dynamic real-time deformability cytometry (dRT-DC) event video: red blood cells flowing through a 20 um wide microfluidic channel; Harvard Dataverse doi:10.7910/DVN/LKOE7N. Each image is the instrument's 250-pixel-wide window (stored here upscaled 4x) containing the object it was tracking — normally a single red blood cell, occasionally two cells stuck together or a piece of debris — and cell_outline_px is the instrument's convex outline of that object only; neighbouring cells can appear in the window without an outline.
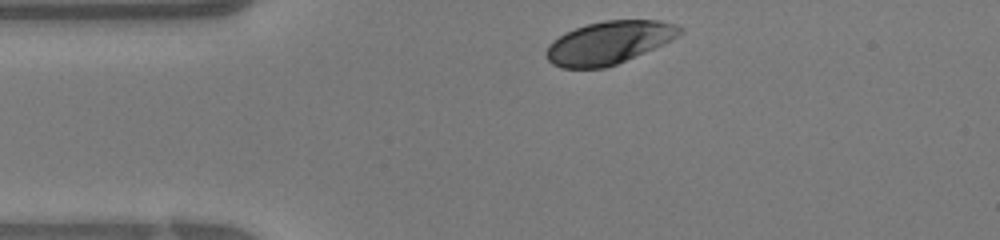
{"species": "human", "species_latin": "Homo sapiens", "temperature_condition": "warm", "stored_images_in_passage": 26, "camera_frame_rate_fps": 3000, "um_per_image_px": 0.085, "donor": {"sex": "female"}, "frame": {"image": 1, "passage_image": 1, "time_ms": 0.0, "image_size_px": [1000, 240], "cell_outline_px": [[684, 32], [672, 40], [664, 44], [616, 64], [604, 68], [560, 68], [552, 64], [548, 60], [544, 52], [548, 44], [552, 40], [564, 32], [588, 24], [604, 20], [660, 20], [684, 28]], "centroid_in_image_um": [51.73, 3.62], "position_along_channel_um": 33.3, "area_um2": 33.47}}
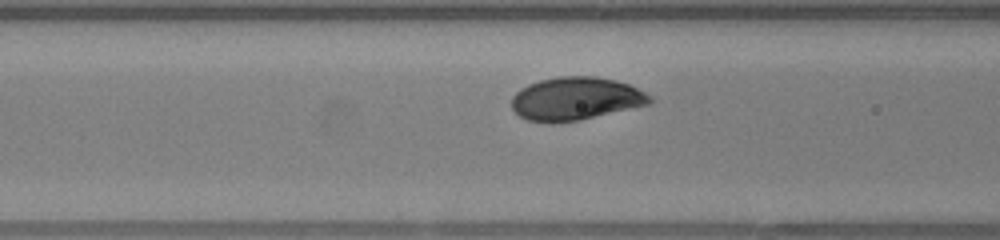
{"frame": {"image": 2, "passage_image": 8, "time_ms": 2.333, "image_size_px": [1000, 240], "cell_outline_px": [[656, 100], [652, 104], [580, 120], [552, 124], [548, 124], [528, 120], [520, 116], [512, 108], [512, 96], [520, 88], [528, 84], [540, 80], [556, 76], [596, 76], [616, 80], [628, 84], [652, 96]], "centroid_in_image_um": [48.95, 8.4], "position_along_channel_um": 117.6, "area_um2": 35.2}}
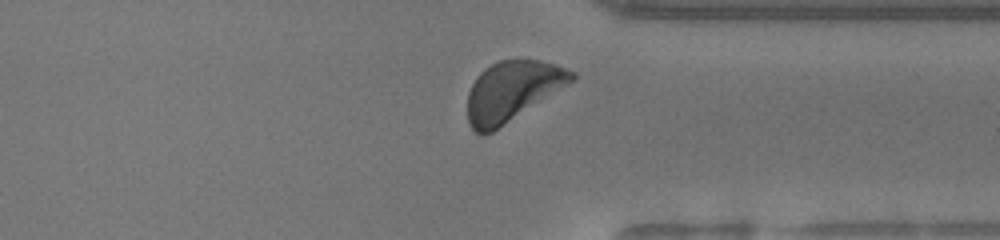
{"frame": {"image": 3, "passage_image": 23, "time_ms": 7.333, "image_size_px": [1000, 240], "cell_outline_px": [[576, 80], [492, 132], [484, 136], [480, 136], [468, 124], [468, 92], [476, 76], [484, 68], [500, 60], [540, 60], [576, 72]], "centroid_in_image_um": [43.53, 7.76], "position_along_channel_um": 367.9, "area_um2": 36.36}}